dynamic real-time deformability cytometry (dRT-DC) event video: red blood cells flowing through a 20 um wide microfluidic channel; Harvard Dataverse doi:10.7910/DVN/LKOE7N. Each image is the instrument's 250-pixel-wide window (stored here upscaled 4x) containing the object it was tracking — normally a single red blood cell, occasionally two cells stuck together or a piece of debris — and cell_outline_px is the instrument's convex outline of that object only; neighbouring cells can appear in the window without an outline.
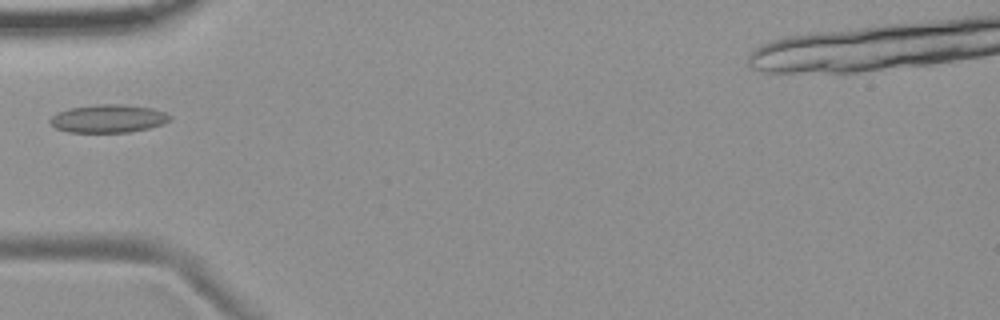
{"species": "common noctule bat (a hibernating species)", "species_latin": "Nyctalus noctula", "temperature_condition": "room temperature", "stored_images_in_passage": 5, "camera_frame_rate_fps": 3000, "um_per_image_px": 0.085, "animal": {"sex": "female", "body_mass_g": 19.9}, "frame": {"image": 1, "passage_image": 5, "time_ms": 4.667, "image_size_px": [1000, 320], "cell_outline_px": [[172, 116], [164, 124], [148, 128], [128, 132], [68, 132], [56, 128], [48, 120], [56, 112], [68, 108], [92, 104], [124, 104], [152, 108], [164, 112]], "centroid_in_image_um": [9.17, 10.07], "position_along_channel_um": 75.8, "area_um2": 19.71}}